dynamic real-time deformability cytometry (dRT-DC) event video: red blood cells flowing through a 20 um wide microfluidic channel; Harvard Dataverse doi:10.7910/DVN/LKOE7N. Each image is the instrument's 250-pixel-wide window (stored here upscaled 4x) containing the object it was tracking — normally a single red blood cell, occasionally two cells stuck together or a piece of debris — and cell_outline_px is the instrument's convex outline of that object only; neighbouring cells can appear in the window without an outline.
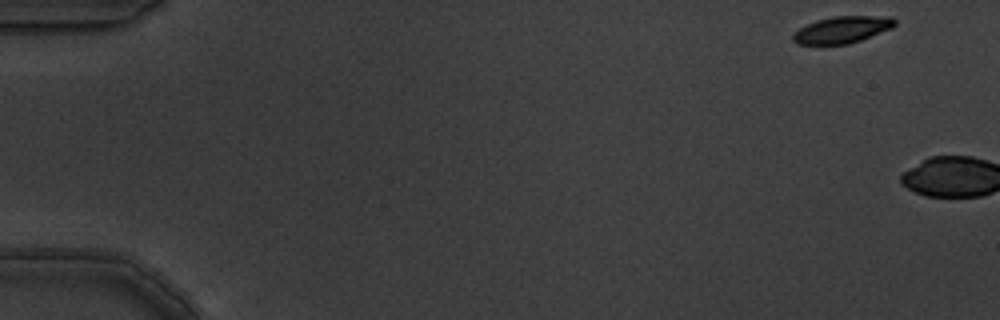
{"species": "common noctule bat (a hibernating species)", "species_latin": "Nyctalus noctula", "temperature_condition": "warm", "stored_images_in_passage": 2, "camera_frame_rate_fps": 3000, "um_per_image_px": 0.085, "animal": {"sex": "male", "body_mass_g": 19.5, "forearm_length_mm": 54.6}, "frame": {"image": 1, "passage_image": 1, "time_ms": 0.0, "image_size_px": [1000, 320], "cell_outline_px": [[896, 24], [892, 28], [860, 40], [848, 44], [796, 44], [792, 40], [792, 36], [800, 28], [816, 20], [832, 16], [892, 16], [896, 20]], "centroid_in_image_um": [71.61, 2.51], "position_along_channel_um": 13.4, "area_um2": 15.84}}